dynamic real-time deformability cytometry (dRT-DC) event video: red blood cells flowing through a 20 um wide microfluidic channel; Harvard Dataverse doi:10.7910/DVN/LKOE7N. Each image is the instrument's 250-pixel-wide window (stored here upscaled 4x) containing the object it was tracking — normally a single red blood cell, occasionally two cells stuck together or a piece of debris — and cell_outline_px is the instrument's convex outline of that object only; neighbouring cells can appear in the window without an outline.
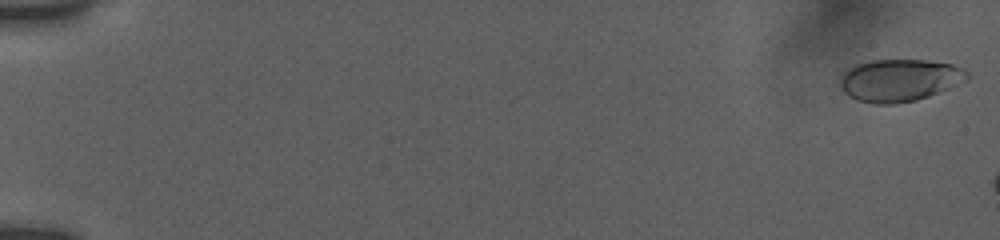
{"species": "human", "species_latin": "Homo sapiens", "temperature_condition": "room temperature", "stored_images_in_passage": 9, "camera_frame_rate_fps": 3000, "um_per_image_px": 0.085, "donor": {"sex": "female"}, "frame": {"image": 1, "passage_image": 1, "time_ms": 0.0, "image_size_px": [1000, 240], "cell_outline_px": [[968, 80], [940, 92], [916, 100], [896, 104], [872, 104], [856, 100], [848, 96], [836, 84], [840, 76], [844, 72], [856, 64], [872, 60], [924, 60], [952, 64], [964, 68], [968, 72]], "centroid_in_image_um": [76.42, 6.83], "position_along_channel_um": 8.6, "area_um2": 31.73}}